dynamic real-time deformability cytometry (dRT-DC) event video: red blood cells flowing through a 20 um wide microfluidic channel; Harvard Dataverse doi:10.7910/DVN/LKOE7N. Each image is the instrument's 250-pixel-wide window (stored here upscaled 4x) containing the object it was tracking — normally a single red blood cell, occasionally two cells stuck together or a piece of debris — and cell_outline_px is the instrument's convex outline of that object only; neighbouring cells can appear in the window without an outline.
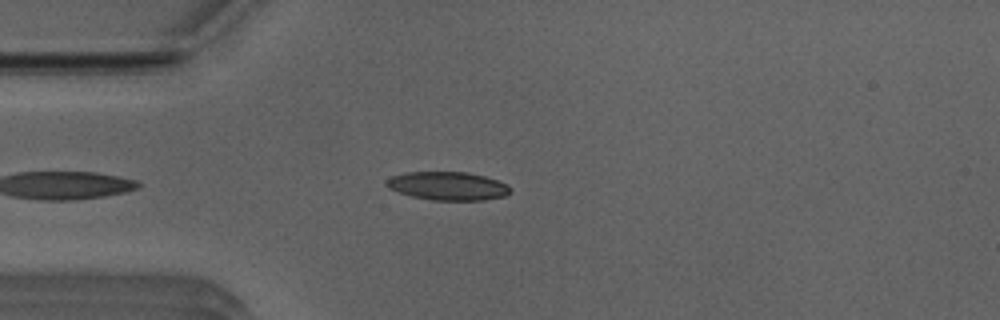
{"species": "Egyptian fruit bat (a non-hibernating species)", "species_latin": "Rousettus aegyptiacus", "temperature_condition": "room temperature", "stored_images_in_passage": 37, "camera_frame_rate_fps": 3000, "um_per_image_px": 0.085, "animal": {"sex": "male"}, "frame": {"image": 1, "passage_image": 6, "time_ms": 1.667, "image_size_px": [1000, 320], "cell_outline_px": [[508, 192], [504, 196], [484, 200], [432, 200], [412, 196], [388, 188], [384, 184], [384, 180], [392, 176], [408, 172], [468, 172], [484, 176], [496, 180], [504, 184], [508, 188]], "centroid_in_image_um": [37.99, 15.8], "position_along_channel_um": 47.0, "area_um2": 20.23}}
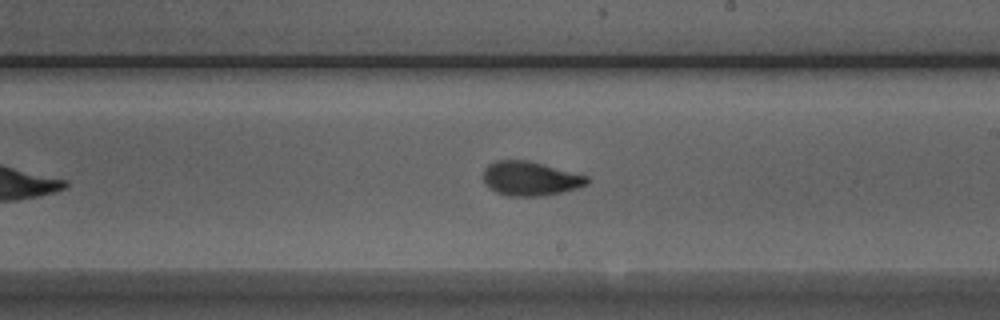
{"frame": {"image": 2, "passage_image": 22, "time_ms": 7.0, "image_size_px": [1000, 320], "cell_outline_px": [[588, 184], [576, 188], [560, 192], [540, 196], [508, 196], [496, 192], [488, 188], [484, 184], [484, 168], [488, 164], [496, 160], [528, 160], [544, 164], [588, 176]], "centroid_in_image_um": [45.03, 15.17], "position_along_channel_um": 244.0, "area_um2": 20.69}}
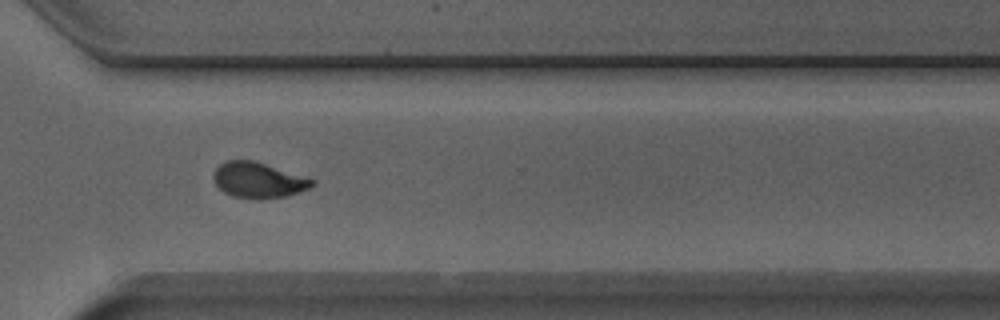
{"frame": {"image": 3, "passage_image": 30, "time_ms": 9.667, "image_size_px": [1000, 320], "cell_outline_px": [[316, 180], [308, 188], [284, 196], [260, 200], [232, 196], [224, 192], [212, 180], [212, 176], [216, 168], [220, 164], [228, 160], [252, 160], [308, 176]], "centroid_in_image_um": [21.95, 15.3], "position_along_channel_um": 348.7, "area_um2": 20.52}, "authors_computed_cell_mechanics": {"area_um2": 20.4612, "velocity_mm_per_s": 3.9325, "shape_relaxation_time_tau1_ms": 2.6361, "shape_relaxation_time_tau2_ms": 0.7548, "deformation_change_tau1": 0.1481, "deformation_change_tau2": 0.0537}}